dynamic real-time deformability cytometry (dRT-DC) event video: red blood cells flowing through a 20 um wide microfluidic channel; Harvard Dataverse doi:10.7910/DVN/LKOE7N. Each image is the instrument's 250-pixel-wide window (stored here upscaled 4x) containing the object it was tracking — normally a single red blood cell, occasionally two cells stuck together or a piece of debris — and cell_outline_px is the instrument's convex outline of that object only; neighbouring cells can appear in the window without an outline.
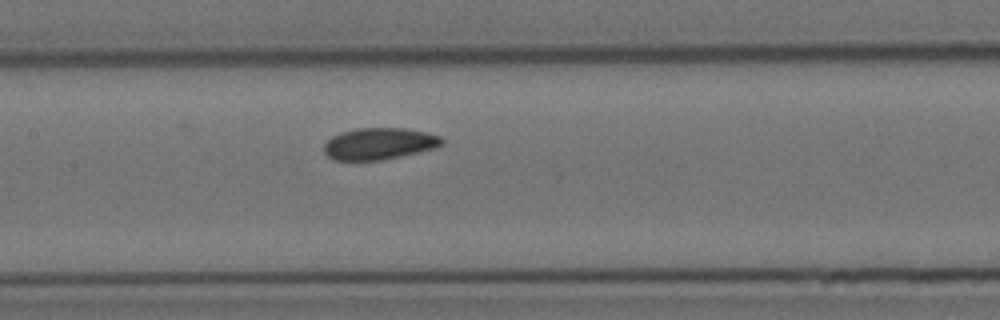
{"species": "Egyptian fruit bat (a non-hibernating species)", "species_latin": "Rousettus aegyptiacus", "temperature_condition": "cold", "stored_images_in_passage": 7, "camera_frame_rate_fps": 3000, "um_per_image_px": 0.085, "animal": {"sex": "female"}, "frame": {"image": 1, "passage_image": 7, "time_ms": 7.667, "image_size_px": [1000, 320], "cell_outline_px": [[444, 144], [436, 148], [400, 156], [380, 160], [332, 160], [324, 152], [324, 144], [332, 136], [340, 132], [356, 128], [404, 128], [428, 132], [440, 136], [444, 140]], "centroid_in_image_um": [32.24, 12.2], "position_along_channel_um": 175.2, "area_um2": 21.91}}